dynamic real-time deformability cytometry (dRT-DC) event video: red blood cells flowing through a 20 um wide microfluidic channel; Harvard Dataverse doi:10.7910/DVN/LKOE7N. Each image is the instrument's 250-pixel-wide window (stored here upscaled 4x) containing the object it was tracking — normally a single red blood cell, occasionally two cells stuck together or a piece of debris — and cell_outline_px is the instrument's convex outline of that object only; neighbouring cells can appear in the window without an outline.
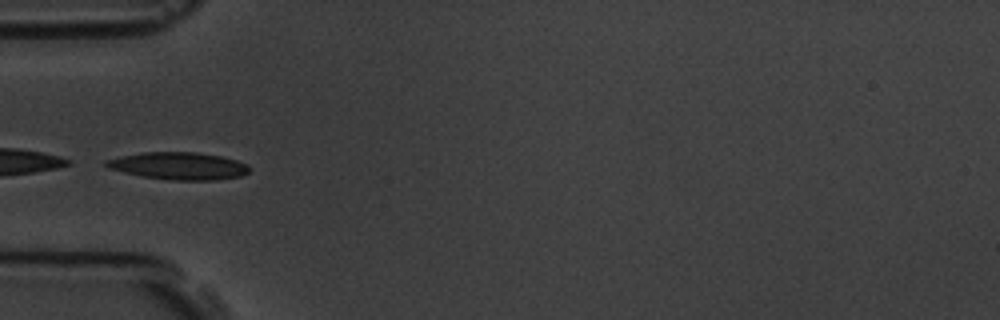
{"species": "common noctule bat (a hibernating species)", "species_latin": "Nyctalus noctula", "temperature_condition": "room temperature", "stored_images_in_passage": 9, "camera_frame_rate_fps": 3000, "um_per_image_px": 0.085, "animal": {"sex": "male", "body_mass_g": 19.5, "forearm_length_mm": 54.6}, "frame": {"image": 1, "passage_image": 6, "time_ms": 5.667, "image_size_px": [1000, 320], "cell_outline_px": [[252, 168], [248, 172], [240, 176], [216, 180], [172, 180], [144, 176], [124, 172], [108, 168], [104, 164], [104, 160], [144, 152], [196, 152], [220, 156], [236, 160], [248, 164]], "centroid_in_image_um": [15.23, 14.1], "position_along_channel_um": 69.8, "area_um2": 22.66}}
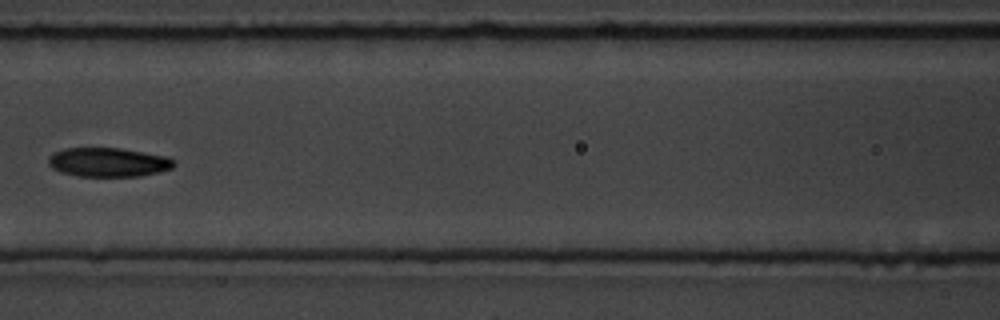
{"frame": {"image": 2, "passage_image": 8, "time_ms": 8.0, "image_size_px": [1000, 320], "cell_outline_px": [[176, 164], [172, 168], [160, 172], [140, 176], [76, 176], [60, 172], [52, 168], [48, 164], [48, 156], [64, 148], [120, 148], [168, 156], [176, 160]], "centroid_in_image_um": [9.23, 13.79], "position_along_channel_um": 157.4, "area_um2": 21.5}}
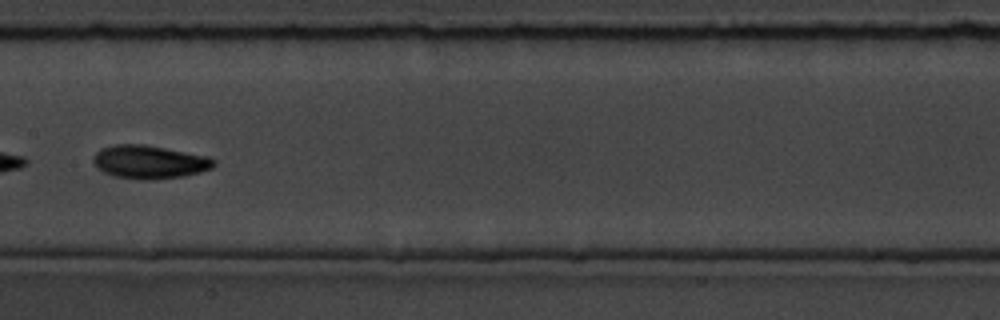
{"frame": {"image": 3, "passage_image": 9, "time_ms": 9.0, "image_size_px": [1000, 320], "cell_outline_px": [[216, 164], [212, 168], [200, 172], [184, 176], [152, 180], [140, 180], [112, 176], [96, 168], [92, 160], [92, 156], [100, 148], [116, 144], [144, 144], [208, 156], [216, 160]], "centroid_in_image_um": [12.67, 13.77], "position_along_channel_um": 194.7, "area_um2": 23.76}}